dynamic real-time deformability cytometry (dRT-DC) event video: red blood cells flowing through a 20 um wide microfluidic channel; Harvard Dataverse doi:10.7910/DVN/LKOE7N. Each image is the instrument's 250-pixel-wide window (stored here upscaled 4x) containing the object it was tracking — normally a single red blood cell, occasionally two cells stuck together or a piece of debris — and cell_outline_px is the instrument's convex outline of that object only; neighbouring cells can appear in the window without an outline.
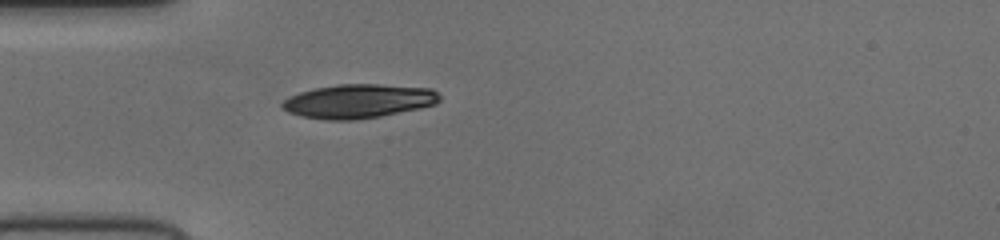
{"species": "human", "species_latin": "Homo sapiens", "temperature_condition": "cold", "stored_images_in_passage": 37, "camera_frame_rate_fps": 3000, "um_per_image_px": 0.085, "donor": {"sex": "female"}, "frame": {"image": 1, "passage_image": 1, "time_ms": 0.0, "image_size_px": [1000, 240], "cell_outline_px": [[440, 100], [436, 104], [420, 108], [380, 116], [356, 120], [328, 120], [300, 116], [288, 112], [280, 108], [280, 104], [288, 96], [300, 92], [316, 88], [336, 84], [380, 84], [432, 88], [440, 96]], "centroid_in_image_um": [30.44, 8.6], "position_along_channel_um": 54.6, "area_um2": 31.33}}
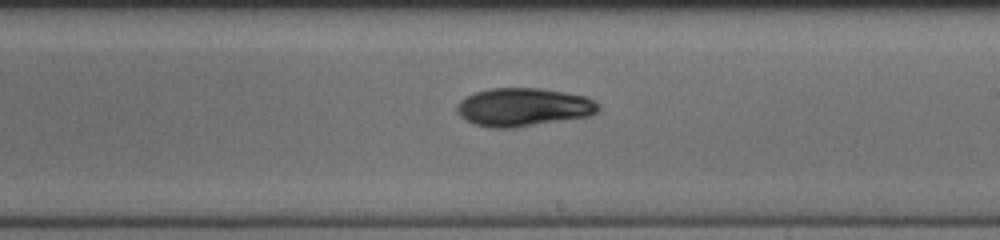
{"frame": {"image": 2, "passage_image": 16, "time_ms": 5.0, "image_size_px": [1000, 240], "cell_outline_px": [[600, 108], [596, 112], [588, 116], [512, 128], [492, 128], [476, 124], [460, 116], [456, 112], [456, 104], [464, 96], [472, 92], [488, 88], [540, 88], [588, 96], [600, 104]], "centroid_in_image_um": [44.46, 9.09], "position_along_channel_um": 244.5, "area_um2": 31.73}}
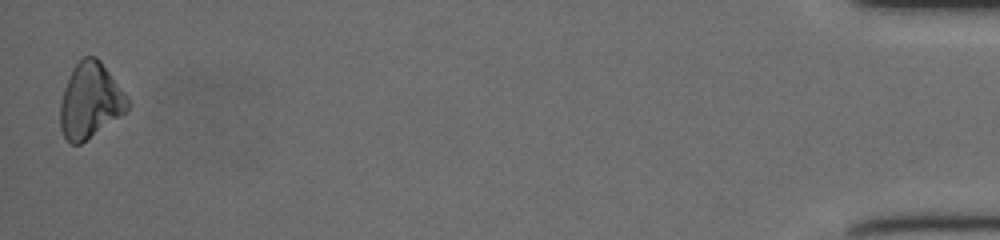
{"frame": {"image": 3, "passage_image": 37, "time_ms": 12.0, "image_size_px": [1000, 240], "cell_outline_px": [[132, 104], [120, 116], [80, 144], [72, 144], [64, 136], [60, 128], [60, 104], [64, 88], [72, 68], [84, 56], [96, 56], [100, 60], [128, 96]], "centroid_in_image_um": [7.67, 8.54], "position_along_channel_um": 427.5, "area_um2": 29.48}}